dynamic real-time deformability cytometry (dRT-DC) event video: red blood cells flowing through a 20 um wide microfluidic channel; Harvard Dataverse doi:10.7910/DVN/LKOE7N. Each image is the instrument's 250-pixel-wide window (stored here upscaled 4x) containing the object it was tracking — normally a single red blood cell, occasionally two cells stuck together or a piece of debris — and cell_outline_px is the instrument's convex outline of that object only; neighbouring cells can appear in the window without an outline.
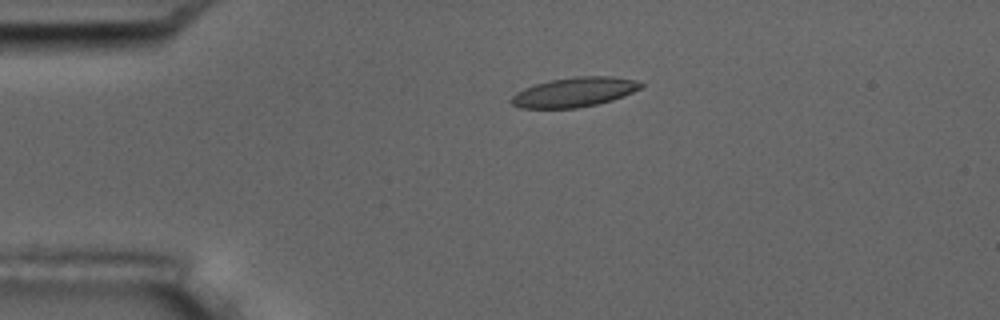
{"species": "common noctule bat (a hibernating species)", "species_latin": "Nyctalus noctula", "temperature_condition": "room temperature", "stored_images_in_passage": 2, "camera_frame_rate_fps": 3000, "um_per_image_px": 0.085, "animal": {"sex": "male", "body_mass_g": 17.5, "forearm_length_mm": 52.3}, "frame": {"image": 1, "passage_image": 1, "time_ms": 0.0, "image_size_px": [1000, 320], "cell_outline_px": [[644, 84], [640, 88], [624, 96], [612, 100], [596, 104], [576, 108], [520, 108], [512, 104], [508, 100], [516, 92], [524, 88], [536, 84], [552, 80], [576, 76], [612, 76], [636, 80]], "centroid_in_image_um": [48.8, 7.83], "position_along_channel_um": 36.2, "area_um2": 22.25}}